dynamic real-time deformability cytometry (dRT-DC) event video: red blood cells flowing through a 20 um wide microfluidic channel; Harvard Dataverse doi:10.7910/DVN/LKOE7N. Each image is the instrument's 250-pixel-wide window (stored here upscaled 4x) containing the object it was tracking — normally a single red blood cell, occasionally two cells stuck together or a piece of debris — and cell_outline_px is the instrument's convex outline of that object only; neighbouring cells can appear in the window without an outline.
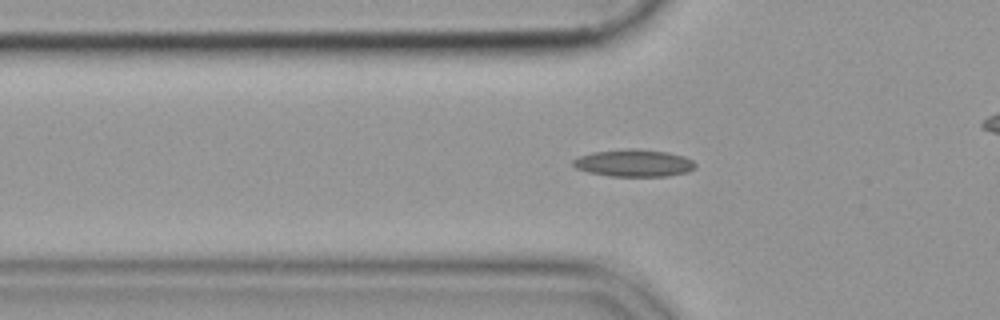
{"species": "common noctule bat (a hibernating species)", "species_latin": "Nyctalus noctula", "temperature_condition": "cold", "stored_images_in_passage": 48, "camera_frame_rate_fps": 3000, "um_per_image_px": 0.085, "animal": {"sex": "female", "body_mass_g": 19.9}, "frame": {"image": 1, "passage_image": 18, "time_ms": 5.667, "image_size_px": [1000, 320], "cell_outline_px": [[696, 168], [688, 172], [668, 176], [608, 176], [588, 172], [576, 168], [572, 164], [572, 160], [580, 156], [592, 152], [628, 148], [632, 148], [668, 152], [684, 156], [692, 160], [696, 164]], "centroid_in_image_um": [53.89, 13.86], "position_along_channel_um": 71.9, "area_um2": 19.54}}
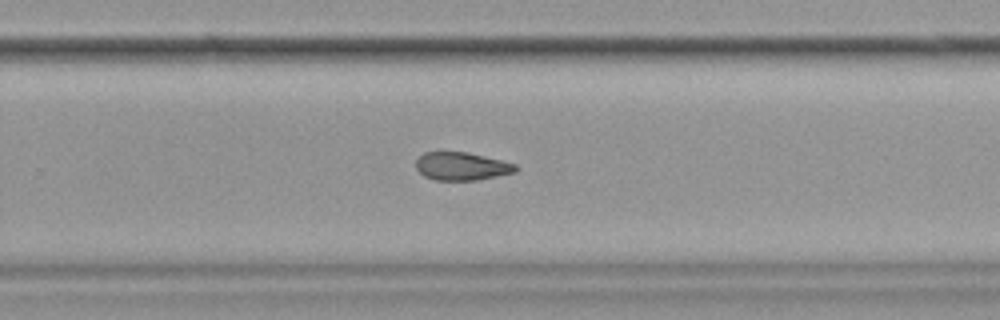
{"frame": {"image": 2, "passage_image": 36, "time_ms": 11.667, "image_size_px": [1000, 320], "cell_outline_px": [[520, 168], [516, 172], [476, 180], [432, 180], [424, 176], [416, 168], [416, 160], [424, 152], [468, 152], [516, 164]], "centroid_in_image_um": [39.24, 14.13], "position_along_channel_um": 290.6, "area_um2": 16.3}}
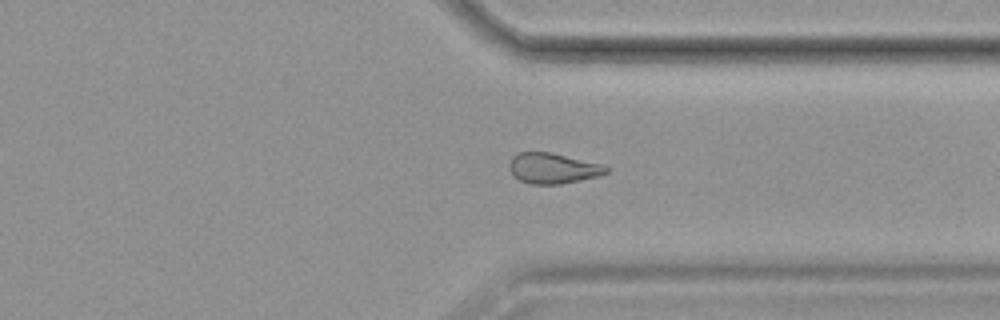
{"frame": {"image": 3, "passage_image": 42, "time_ms": 13.667, "image_size_px": [1000, 320], "cell_outline_px": [[608, 172], [600, 176], [560, 184], [532, 184], [520, 180], [512, 176], [508, 168], [508, 164], [512, 156], [520, 152], [552, 152], [604, 164], [608, 168]], "centroid_in_image_um": [46.99, 14.29], "position_along_channel_um": 364.4, "area_um2": 17.51}}